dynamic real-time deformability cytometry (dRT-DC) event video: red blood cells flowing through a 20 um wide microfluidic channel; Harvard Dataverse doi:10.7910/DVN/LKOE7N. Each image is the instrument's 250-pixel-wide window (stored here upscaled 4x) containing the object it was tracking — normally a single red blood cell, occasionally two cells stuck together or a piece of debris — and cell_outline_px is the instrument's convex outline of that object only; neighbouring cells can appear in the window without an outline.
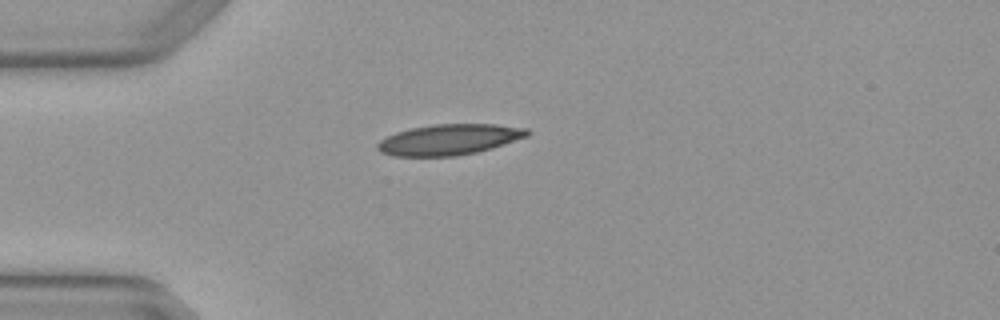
{"species": "Egyptian fruit bat (a non-hibernating species)", "species_latin": "Rousettus aegyptiacus", "temperature_condition": "warm", "stored_images_in_passage": 1, "camera_frame_rate_fps": 3000, "um_per_image_px": 0.085, "animal": {"sex": "female"}, "frame": {"image": 1, "passage_image": 1, "time_ms": 0.0, "image_size_px": [1000, 320], "cell_outline_px": [[532, 132], [528, 136], [492, 148], [476, 152], [456, 156], [392, 156], [380, 152], [376, 148], [376, 144], [380, 140], [396, 132], [412, 128], [432, 124], [492, 124], [528, 128]], "centroid_in_image_um": [38.18, 11.86], "position_along_channel_um": 46.8, "area_um2": 26.88}}